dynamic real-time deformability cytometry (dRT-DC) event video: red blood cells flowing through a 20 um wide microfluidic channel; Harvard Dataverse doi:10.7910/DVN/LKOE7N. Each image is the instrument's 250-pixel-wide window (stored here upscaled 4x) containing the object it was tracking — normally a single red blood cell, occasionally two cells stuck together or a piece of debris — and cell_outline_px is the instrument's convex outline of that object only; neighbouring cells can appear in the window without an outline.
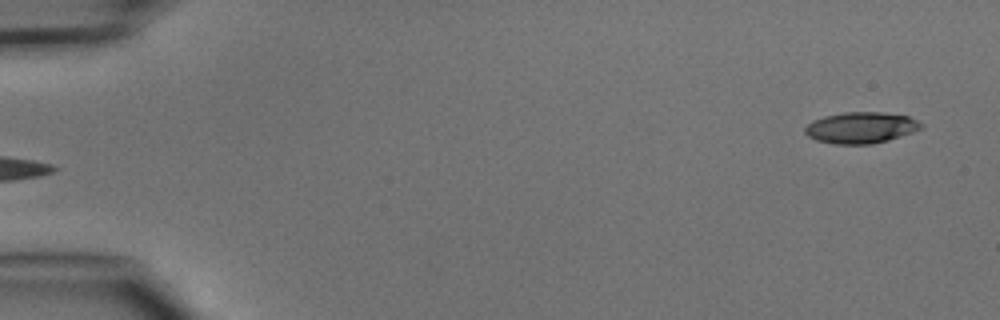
{"species": "common noctule bat (a hibernating species)", "species_latin": "Nyctalus noctula", "temperature_condition": "cold", "stored_images_in_passage": 5, "segment_of_instrument_passage": [2, 2], "camera_frame_rate_fps": 3000, "um_per_image_px": 0.085, "animal": {"sex": "male", "body_mass_g": 15.6}, "frame": {"image": 1, "passage_image": 5, "time_ms": 5.667, "image_size_px": [1000, 320], "cell_outline_px": [[924, 124], [920, 128], [912, 132], [888, 140], [872, 144], [836, 144], [816, 140], [808, 136], [804, 132], [804, 128], [812, 120], [824, 116], [844, 112], [880, 112], [908, 116]], "centroid_in_image_um": [73.15, 10.85], "position_along_channel_um": 11.9, "area_um2": 21.04}}